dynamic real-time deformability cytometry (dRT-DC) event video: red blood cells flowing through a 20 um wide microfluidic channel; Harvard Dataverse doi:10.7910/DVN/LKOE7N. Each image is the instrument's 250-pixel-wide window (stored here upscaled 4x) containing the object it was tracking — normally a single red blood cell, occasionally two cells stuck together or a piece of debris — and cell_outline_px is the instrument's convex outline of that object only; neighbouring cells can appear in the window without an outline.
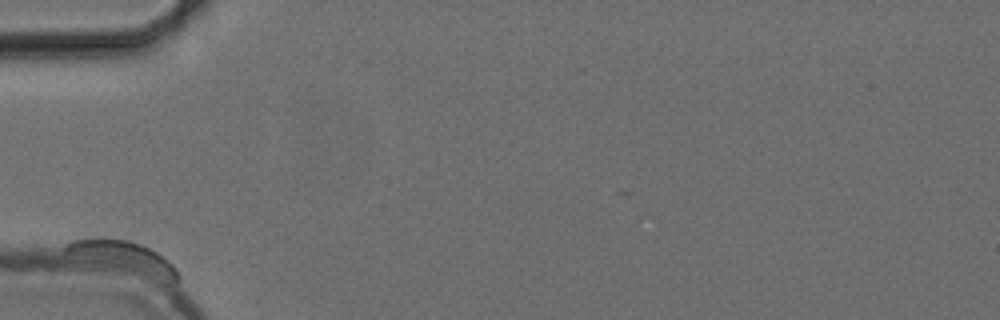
{"species": "common noctule bat (a hibernating species)", "species_latin": "Nyctalus noctula", "temperature_condition": "cold", "stored_images_in_passage": 45, "camera_frame_rate_fps": 3000, "um_per_image_px": 0.085, "animal": {"sex": "female", "body_mass_g": 24.6, "forearm_length_mm": 56.2}, "frame": {"image": 1, "passage_image": 1, "time_ms": 0.0, "image_size_px": [1000, 320], "cell_outline_px": [[180, 276], [176, 280], [172, 280], [64, 252], [64, 244], [72, 240], [88, 236], [108, 236], [128, 240], [140, 244], [164, 256], [176, 268]], "centroid_in_image_um": [10.44, 21.69], "position_along_channel_um": 74.6, "area_um2": 18.79}}
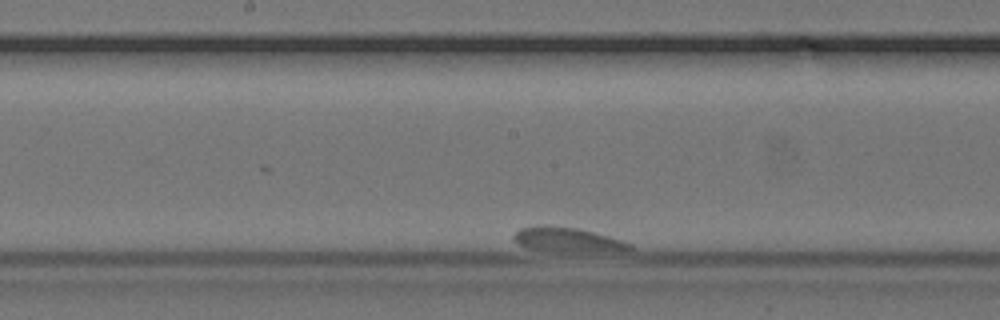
{"frame": {"image": 2, "passage_image": 22, "time_ms": 7.0, "image_size_px": [1000, 320], "cell_outline_px": [[632, 248], [528, 248], [512, 240], [512, 236], [520, 228], [540, 224], [548, 224], [580, 228], [596, 232], [632, 244]], "centroid_in_image_um": [48.0, 20.23], "position_along_channel_um": 200.2, "area_um2": 14.8}}
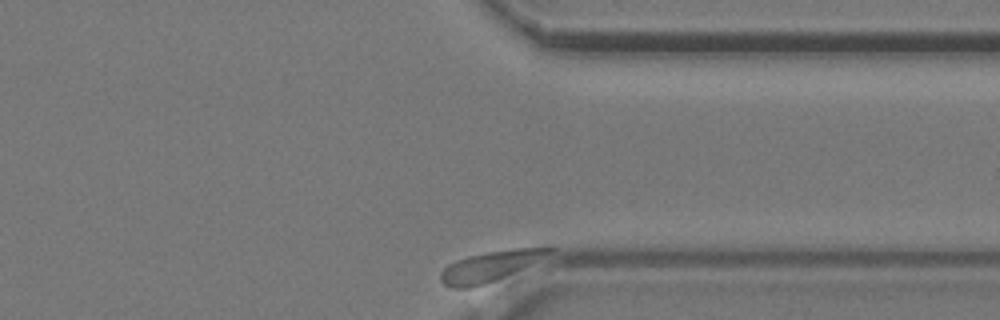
{"frame": {"image": 3, "passage_image": 45, "time_ms": 14.667, "image_size_px": [1000, 320], "cell_outline_px": [[556, 248], [552, 252], [496, 280], [472, 288], [452, 288], [444, 284], [440, 280], [440, 272], [448, 264], [456, 260], [468, 256], [488, 252], [512, 248]], "centroid_in_image_um": [41.54, 22.65], "position_along_channel_um": 369.9, "area_um2": 18.5}}